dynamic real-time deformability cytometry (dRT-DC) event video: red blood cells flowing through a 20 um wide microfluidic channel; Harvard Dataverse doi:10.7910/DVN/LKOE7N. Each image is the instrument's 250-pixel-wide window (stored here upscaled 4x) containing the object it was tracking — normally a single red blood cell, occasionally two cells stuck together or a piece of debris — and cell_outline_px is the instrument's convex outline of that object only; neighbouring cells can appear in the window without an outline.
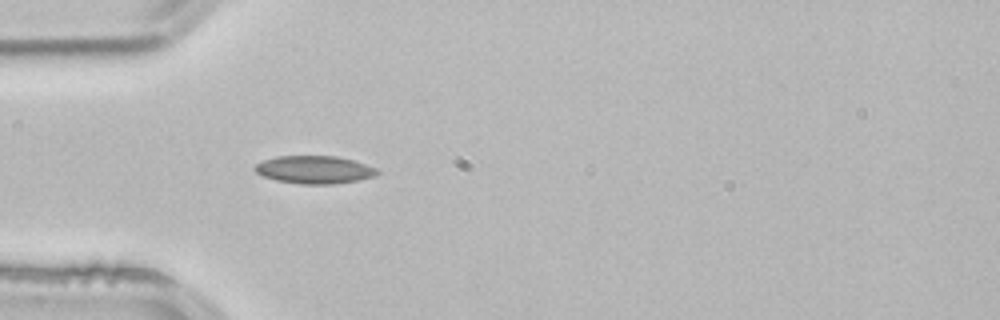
{"species": "common noctule bat (a hibernating species)", "species_latin": "Nyctalus noctula", "temperature_condition": "room temperature", "stored_images_in_passage": 3, "camera_frame_rate_fps": 3000, "um_per_image_px": 0.085, "animal": {"sex": "male", "body_mass_g": 21.5, "forearm_length_mm": 52.0}, "frame": {"image": 1, "passage_image": 3, "time_ms": 0.667, "image_size_px": [1000, 320], "cell_outline_px": [[380, 172], [376, 176], [356, 180], [332, 184], [300, 184], [276, 180], [264, 176], [256, 172], [252, 168], [256, 164], [264, 160], [276, 156], [336, 156], [352, 160], [376, 168]], "centroid_in_image_um": [26.7, 14.42], "position_along_channel_um": 58.3, "area_um2": 19.71}}